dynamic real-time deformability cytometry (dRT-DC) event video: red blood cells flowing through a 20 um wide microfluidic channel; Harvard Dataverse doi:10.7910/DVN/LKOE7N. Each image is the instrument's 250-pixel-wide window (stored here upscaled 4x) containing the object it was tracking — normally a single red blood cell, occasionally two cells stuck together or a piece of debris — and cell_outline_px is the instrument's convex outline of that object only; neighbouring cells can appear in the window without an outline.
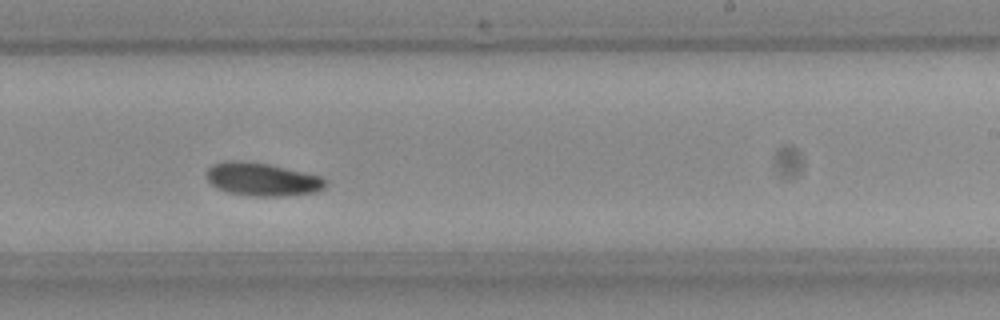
{"species": "Egyptian fruit bat (a non-hibernating species)", "species_latin": "Rousettus aegyptiacus", "temperature_condition": "room temperature", "stored_images_in_passage": 48, "camera_frame_rate_fps": 3000, "um_per_image_px": 0.085, "frame": {"image": 1, "passage_image": 28, "time_ms": 9.0, "image_size_px": [1000, 320], "cell_outline_px": [[328, 184], [324, 188], [316, 192], [288, 196], [252, 196], [228, 192], [216, 188], [208, 180], [208, 168], [212, 164], [224, 160], [240, 160], [268, 164], [304, 172], [320, 176]], "centroid_in_image_um": [22.29, 15.24], "position_along_channel_um": 266.7, "area_um2": 23.0}}
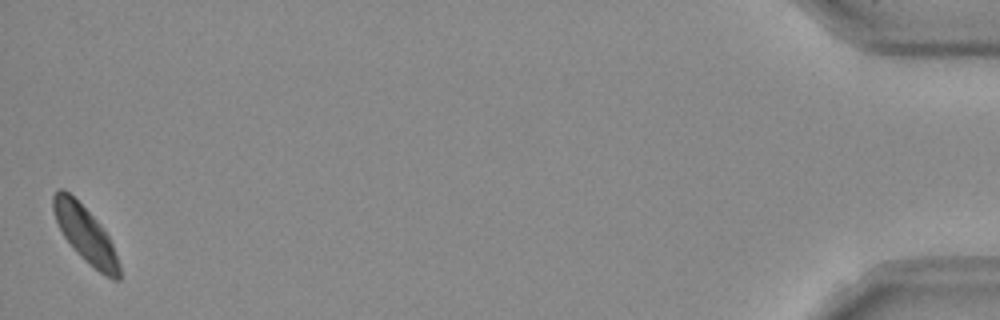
{"frame": {"image": 2, "passage_image": 48, "time_ms": 15.667, "image_size_px": [1000, 320], "cell_outline_px": [[120, 280], [112, 280], [104, 276], [84, 260], [72, 248], [64, 236], [56, 220], [52, 208], [52, 196], [60, 188], [64, 188], [100, 224], [108, 236], [112, 244], [120, 264]], "centroid_in_image_um": [7.27, 19.96], "position_along_channel_um": 427.9, "area_um2": 21.33}, "authors_computed_cell_mechanics": {"area_um2": 21.964, "velocity_mm_per_s": 3.8783, "shape_relaxation_time_tau1_ms": 2.3364, "shape_relaxation_time_tau2_ms": null, "deformation_change_tau1": 0.0855, "deformation_change_tau2": null}}